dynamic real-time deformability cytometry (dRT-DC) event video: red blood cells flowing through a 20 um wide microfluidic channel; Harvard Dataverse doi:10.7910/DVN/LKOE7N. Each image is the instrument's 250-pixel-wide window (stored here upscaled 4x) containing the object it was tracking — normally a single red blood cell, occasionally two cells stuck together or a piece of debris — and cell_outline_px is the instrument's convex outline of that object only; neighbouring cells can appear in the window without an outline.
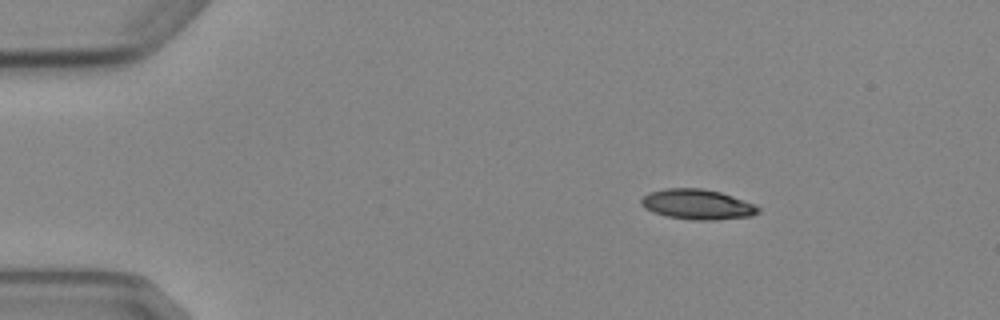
{"species": "Egyptian fruit bat (a non-hibernating species)", "species_latin": "Rousettus aegyptiacus", "temperature_condition": "cold", "stored_images_in_passage": 6, "camera_frame_rate_fps": 3000, "um_per_image_px": 0.085, "animal": {"sex": "female"}, "frame": {"image": 1, "passage_image": 3, "time_ms": 2.333, "image_size_px": [1000, 320], "cell_outline_px": [[760, 212], [752, 216], [712, 220], [692, 220], [668, 216], [652, 212], [644, 208], [640, 204], [640, 200], [648, 192], [664, 188], [704, 188], [720, 192], [756, 204], [760, 208]], "centroid_in_image_um": [59.27, 17.36], "position_along_channel_um": 25.7, "area_um2": 20.75}}